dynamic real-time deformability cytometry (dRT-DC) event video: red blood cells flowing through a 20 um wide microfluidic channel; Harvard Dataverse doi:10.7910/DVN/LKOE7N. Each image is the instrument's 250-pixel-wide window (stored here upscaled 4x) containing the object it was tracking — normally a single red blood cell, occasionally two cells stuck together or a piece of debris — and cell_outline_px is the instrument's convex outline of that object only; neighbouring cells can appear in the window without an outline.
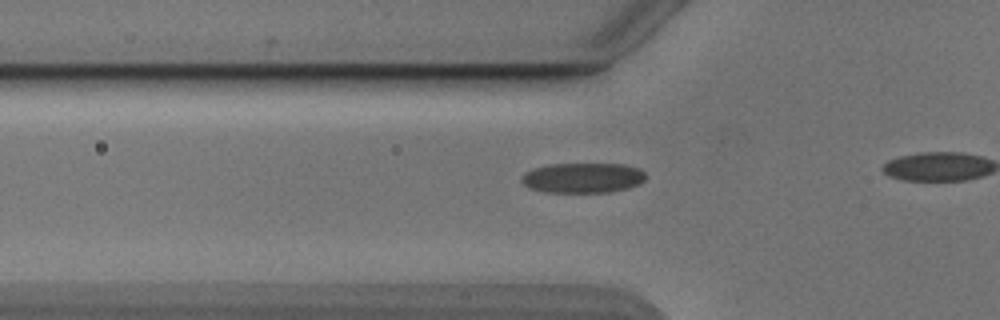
{"species": "Egyptian fruit bat (a non-hibernating species)", "species_latin": "Rousettus aegyptiacus", "temperature_condition": "cold", "stored_images_in_passage": 9, "camera_frame_rate_fps": 3000, "um_per_image_px": 0.085, "animal": {"sex": "male"}, "frame": {"image": 1, "passage_image": 4, "time_ms": 1.0, "image_size_px": [1000, 320], "cell_outline_px": [[644, 180], [640, 184], [628, 188], [608, 192], [544, 192], [528, 188], [520, 180], [520, 176], [524, 172], [532, 168], [548, 164], [624, 164], [640, 168], [644, 172]], "centroid_in_image_um": [49.49, 15.11], "position_along_channel_um": 76.3, "area_um2": 22.02}}
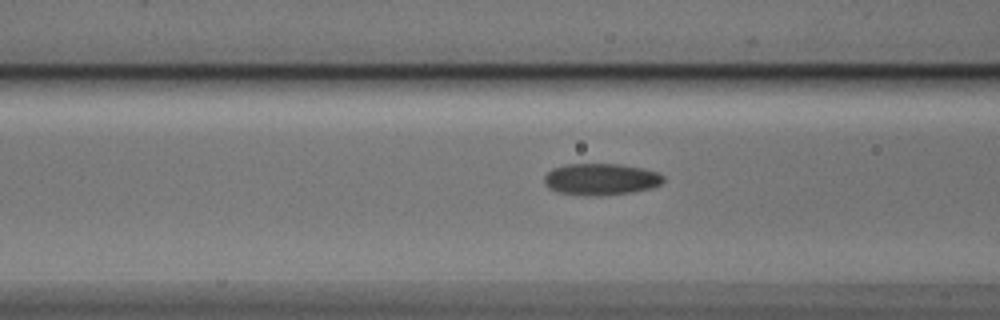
{"frame": {"image": 2, "passage_image": 7, "time_ms": 2.0, "image_size_px": [1000, 320], "cell_outline_px": [[664, 180], [660, 184], [652, 188], [632, 192], [600, 196], [584, 196], [560, 192], [548, 188], [544, 184], [544, 176], [552, 168], [564, 164], [616, 164], [640, 168], [656, 172], [664, 176]], "centroid_in_image_um": [51.04, 15.24], "position_along_channel_um": 115.6, "area_um2": 22.02}}